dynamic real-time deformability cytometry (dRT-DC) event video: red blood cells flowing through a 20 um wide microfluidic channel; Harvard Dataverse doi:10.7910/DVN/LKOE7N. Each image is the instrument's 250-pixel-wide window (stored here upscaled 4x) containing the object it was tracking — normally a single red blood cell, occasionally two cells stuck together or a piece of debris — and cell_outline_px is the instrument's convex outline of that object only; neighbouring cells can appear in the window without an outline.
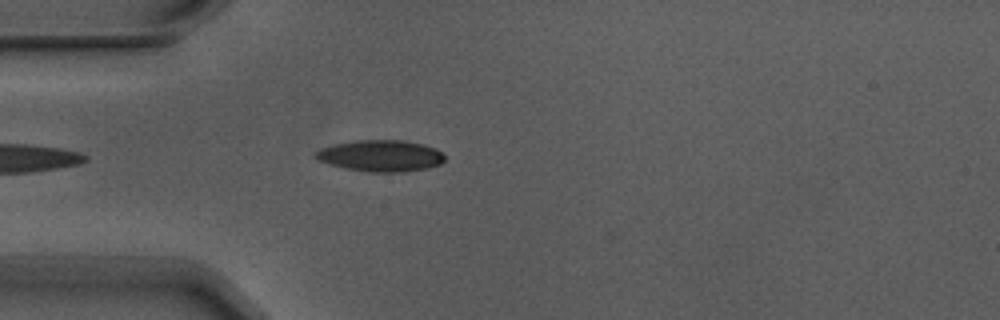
{"species": "Egyptian fruit bat (a non-hibernating species)", "species_latin": "Rousettus aegyptiacus", "temperature_condition": "warm", "stored_images_in_passage": 2, "camera_frame_rate_fps": 3000, "um_per_image_px": 0.085, "animal": {"sex": "male"}, "frame": {"image": 1, "passage_image": 2, "time_ms": 0.333, "image_size_px": [1000, 320], "cell_outline_px": [[444, 160], [440, 164], [428, 168], [404, 172], [368, 172], [344, 168], [328, 164], [320, 160], [316, 156], [316, 152], [320, 148], [336, 144], [356, 140], [400, 140], [424, 144], [444, 152]], "centroid_in_image_um": [32.4, 13.25], "position_along_channel_um": 52.6, "area_um2": 23.64}}